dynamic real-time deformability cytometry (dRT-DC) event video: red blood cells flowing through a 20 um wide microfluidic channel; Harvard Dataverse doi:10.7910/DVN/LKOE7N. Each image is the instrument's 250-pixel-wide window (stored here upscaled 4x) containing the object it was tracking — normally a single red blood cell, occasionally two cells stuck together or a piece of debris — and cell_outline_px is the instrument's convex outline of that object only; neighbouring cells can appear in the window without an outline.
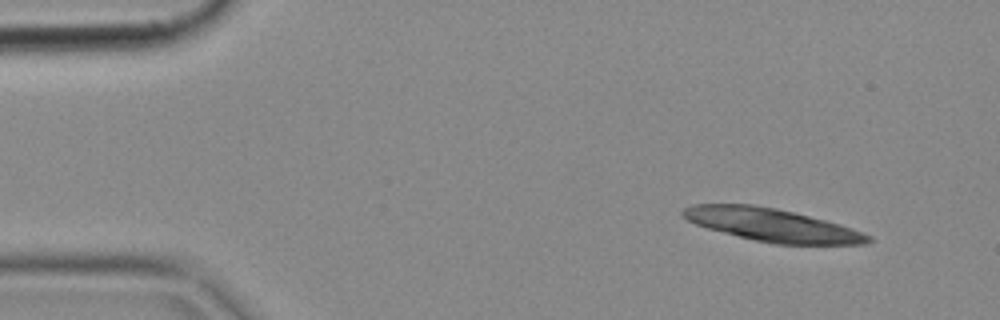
{"species": "common noctule bat (a hibernating species)", "species_latin": "Nyctalus noctula", "temperature_condition": "cold", "stored_images_in_passage": 2, "camera_frame_rate_fps": 3000, "um_per_image_px": 0.085, "animal": {"sex": "female", "body_mass_g": 18.4}, "frame": {"image": 1, "passage_image": 1, "time_ms": 0.0, "image_size_px": [1000, 320], "cell_outline_px": [[872, 240], [864, 244], [776, 244], [756, 240], [708, 228], [696, 224], [688, 220], [680, 212], [684, 208], [692, 204], [756, 204], [776, 208], [840, 224], [852, 228], [872, 236]], "centroid_in_image_um": [65.63, 19.11], "position_along_channel_um": 19.4, "area_um2": 35.08}}